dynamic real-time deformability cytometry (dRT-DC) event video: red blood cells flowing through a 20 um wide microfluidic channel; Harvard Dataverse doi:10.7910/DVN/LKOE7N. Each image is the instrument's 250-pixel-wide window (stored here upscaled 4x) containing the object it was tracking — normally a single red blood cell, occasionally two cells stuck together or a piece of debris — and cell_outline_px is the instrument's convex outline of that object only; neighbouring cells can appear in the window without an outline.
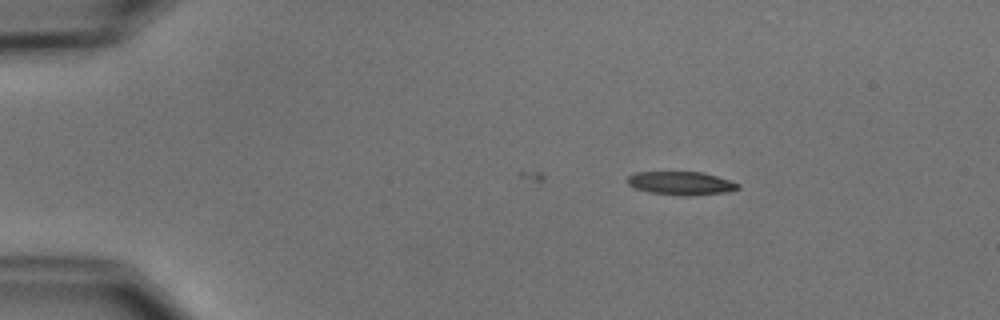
{"species": "common noctule bat (a hibernating species)", "species_latin": "Nyctalus noctula", "temperature_condition": "cold", "stored_images_in_passage": 5, "camera_frame_rate_fps": 3000, "um_per_image_px": 0.085, "animal": {"sex": "male", "body_mass_g": 15.6}, "frame": {"image": 1, "passage_image": 3, "time_ms": 3.333, "image_size_px": [1000, 320], "cell_outline_px": [[740, 188], [732, 192], [688, 196], [680, 196], [648, 192], [636, 188], [628, 184], [624, 180], [628, 176], [636, 172], [704, 172], [740, 184]], "centroid_in_image_um": [57.89, 15.58], "position_along_channel_um": 27.1, "area_um2": 15.32}}